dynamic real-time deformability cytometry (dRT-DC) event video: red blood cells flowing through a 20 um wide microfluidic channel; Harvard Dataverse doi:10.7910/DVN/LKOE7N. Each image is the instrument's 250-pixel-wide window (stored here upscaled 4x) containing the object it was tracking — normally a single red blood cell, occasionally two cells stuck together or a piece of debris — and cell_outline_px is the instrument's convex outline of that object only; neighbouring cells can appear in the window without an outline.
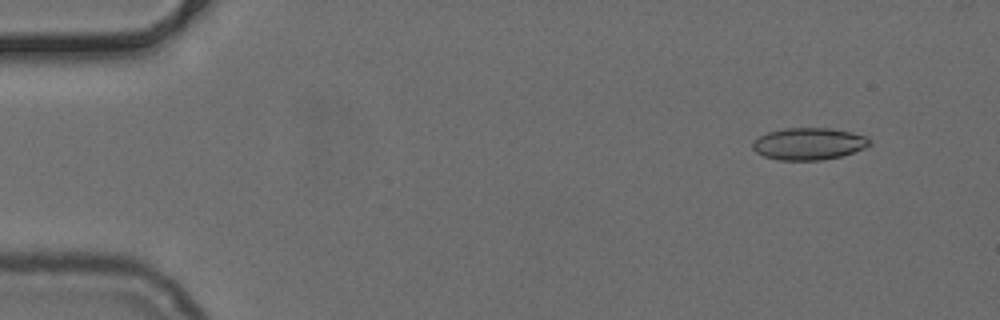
{"species": "common noctule bat (a hibernating species)", "species_latin": "Nyctalus noctula", "temperature_condition": "cold", "stored_images_in_passage": 47, "camera_frame_rate_fps": 3000, "um_per_image_px": 0.085, "animal": {"sex": "female", "body_mass_g": 24.6, "forearm_length_mm": 56.2}, "frame": {"image": 1, "passage_image": 1, "time_ms": 0.0, "image_size_px": [1000, 320], "cell_outline_px": [[872, 144], [864, 148], [840, 156], [820, 160], [780, 160], [764, 156], [756, 152], [752, 148], [752, 140], [768, 132], [784, 128], [832, 128], [852, 132], [868, 136], [872, 140]], "centroid_in_image_um": [68.76, 12.21], "position_along_channel_um": 16.2, "area_um2": 21.96}}
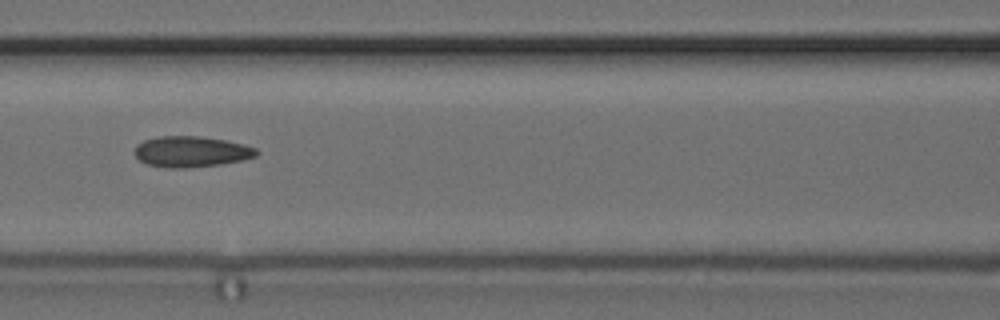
{"frame": {"image": 2, "passage_image": 19, "time_ms": 6.0, "image_size_px": [1000, 320], "cell_outline_px": [[260, 152], [256, 156], [240, 160], [220, 164], [184, 168], [164, 168], [148, 164], [140, 160], [132, 152], [136, 144], [144, 140], [160, 136], [196, 136], [224, 140], [244, 144], [256, 148]], "centroid_in_image_um": [16.22, 12.89], "position_along_channel_um": 150.4, "area_um2": 21.91}}
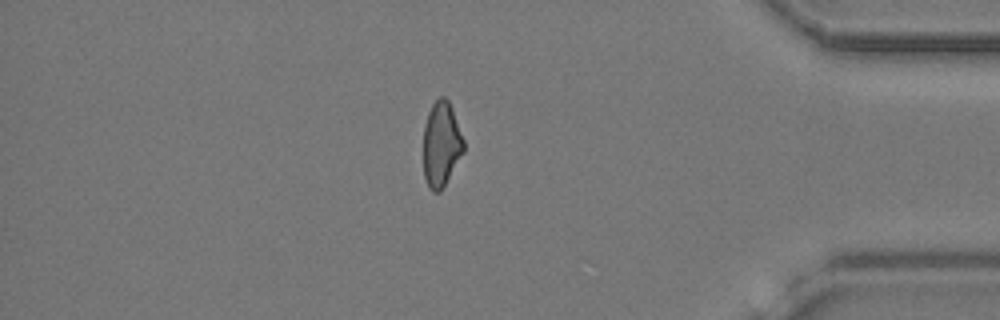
{"frame": {"image": 3, "passage_image": 40, "time_ms": 13.0, "image_size_px": [1000, 320], "cell_outline_px": [[464, 152], [440, 192], [432, 192], [428, 188], [424, 176], [424, 124], [428, 112], [432, 104], [440, 96], [444, 96], [448, 100], [452, 108], [464, 140]], "centroid_in_image_um": [37.51, 12.26], "position_along_channel_um": 397.7, "area_um2": 20.0}}